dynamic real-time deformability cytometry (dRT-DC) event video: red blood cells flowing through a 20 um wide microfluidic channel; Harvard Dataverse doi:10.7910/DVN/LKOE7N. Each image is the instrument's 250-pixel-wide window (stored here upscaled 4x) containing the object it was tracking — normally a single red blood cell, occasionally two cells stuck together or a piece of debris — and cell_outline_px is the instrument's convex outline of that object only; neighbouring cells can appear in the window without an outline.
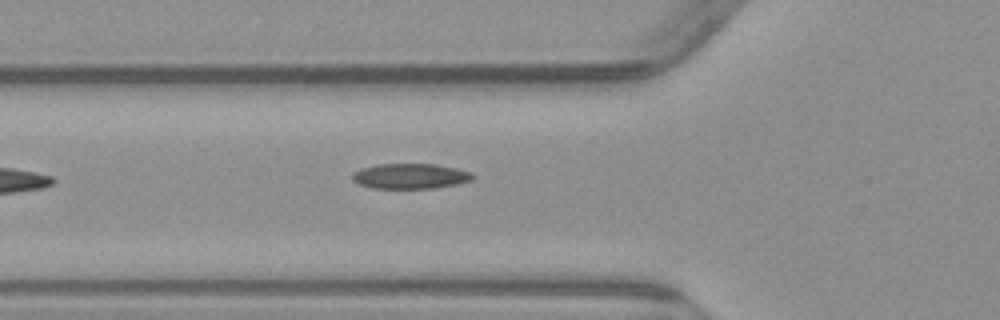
{"species": "common noctule bat (a hibernating species)", "species_latin": "Nyctalus noctula", "temperature_condition": "warm", "stored_images_in_passage": 5, "camera_frame_rate_fps": 3000, "um_per_image_px": 0.085, "animal": {"sex": "male", "body_mass_g": 23.1, "forearm_length_mm": 52.7}, "frame": {"image": 1, "passage_image": 5, "time_ms": 5.667, "image_size_px": [1000, 320], "cell_outline_px": [[476, 176], [472, 180], [456, 184], [432, 188], [372, 188], [360, 184], [352, 180], [352, 172], [360, 168], [376, 164], [436, 164], [456, 168], [472, 172]], "centroid_in_image_um": [34.87, 14.96], "position_along_channel_um": 90.9, "area_um2": 17.8}}